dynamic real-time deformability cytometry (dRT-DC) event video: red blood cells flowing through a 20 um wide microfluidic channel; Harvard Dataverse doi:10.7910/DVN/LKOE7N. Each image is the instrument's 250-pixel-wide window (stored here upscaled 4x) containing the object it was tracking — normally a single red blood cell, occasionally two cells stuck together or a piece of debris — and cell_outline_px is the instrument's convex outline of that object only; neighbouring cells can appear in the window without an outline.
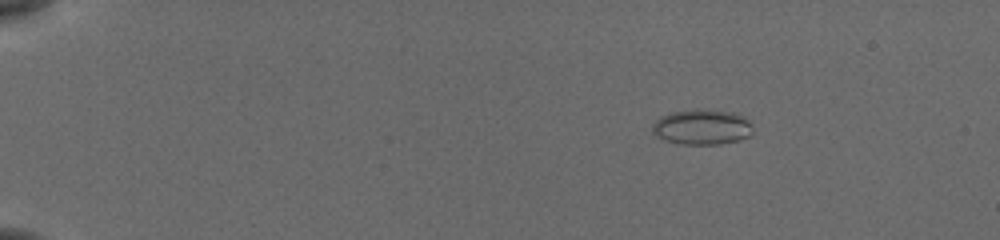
{"species": "common noctule bat (a hibernating species)", "species_latin": "Nyctalus noctula", "temperature_condition": "cold", "stored_images_in_passage": 55, "camera_frame_rate_fps": 3000, "um_per_image_px": 0.085, "animal": {"sex": "female", "body_mass_g": 19.5, "forearm_length_mm": 54.1}, "frame": {"image": 1, "passage_image": 9, "time_ms": 2.667, "image_size_px": [1000, 240], "cell_outline_px": [[752, 132], [748, 136], [740, 140], [720, 144], [680, 144], [664, 140], [656, 136], [652, 132], [652, 124], [660, 116], [672, 112], [696, 108], [736, 112], [744, 116], [752, 124]], "centroid_in_image_um": [59.67, 10.78], "position_along_channel_um": 25.3, "area_um2": 21.04}}
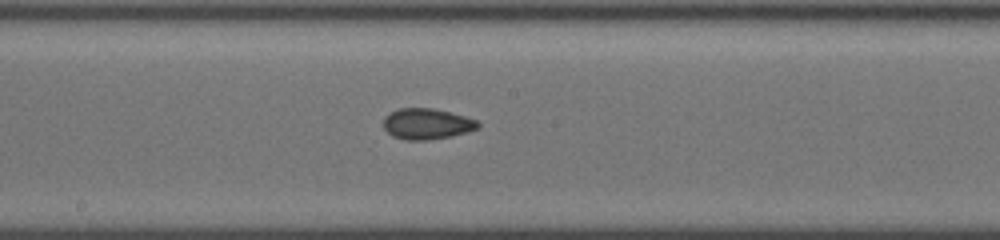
{"frame": {"image": 2, "passage_image": 32, "time_ms": 10.333, "image_size_px": [1000, 240], "cell_outline_px": [[480, 128], [468, 132], [452, 136], [428, 140], [404, 140], [392, 136], [384, 128], [384, 116], [396, 108], [436, 108], [464, 116], [476, 120], [480, 124]], "centroid_in_image_um": [36.28, 10.53], "position_along_channel_um": 211.9, "area_um2": 17.22}}
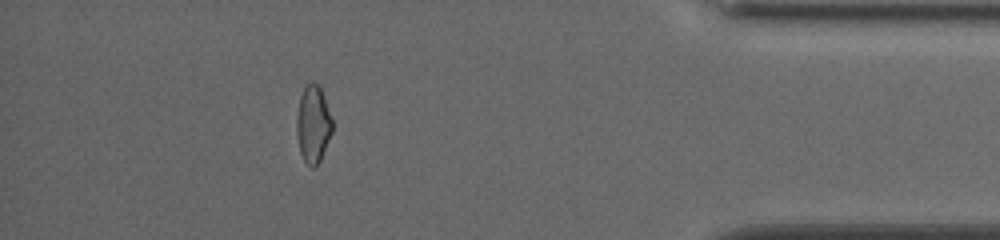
{"frame": {"image": 3, "passage_image": 50, "time_ms": 16.333, "image_size_px": [1000, 240], "cell_outline_px": [[332, 132], [320, 160], [312, 168], [304, 160], [300, 152], [296, 132], [296, 116], [300, 96], [308, 80], [312, 80], [320, 88], [324, 96], [332, 120]], "centroid_in_image_um": [26.6, 10.52], "position_along_channel_um": 408.6, "area_um2": 16.01}, "authors_computed_cell_mechanics": {"area_um2": 17.2822, "velocity_mm_per_s": 3.8729, "shape_relaxation_time_tau1_ms": 6.3236, "shape_relaxation_time_tau2_ms": 2.3399, "deformation_change_tau1": 0.1076, "deformation_change_tau2": 0.0736}}